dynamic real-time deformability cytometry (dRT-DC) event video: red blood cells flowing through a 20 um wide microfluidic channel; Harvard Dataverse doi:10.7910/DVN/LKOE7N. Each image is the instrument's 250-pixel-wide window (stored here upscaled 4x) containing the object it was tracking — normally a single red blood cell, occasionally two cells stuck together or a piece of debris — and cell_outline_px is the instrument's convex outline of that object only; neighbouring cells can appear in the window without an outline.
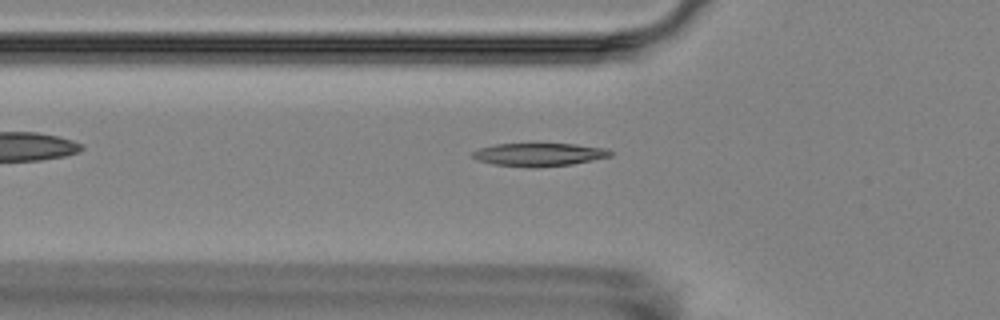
{"species": "Egyptian fruit bat (a non-hibernating species)", "species_latin": "Rousettus aegyptiacus", "temperature_condition": "room temperature", "stored_images_in_passage": 7, "camera_frame_rate_fps": 3000, "um_per_image_px": 0.085, "animal": {"sex": "female"}, "frame": {"image": 1, "passage_image": 6, "time_ms": 6.0, "image_size_px": [1000, 320], "cell_outline_px": [[612, 156], [572, 164], [536, 168], [532, 168], [492, 164], [476, 160], [472, 156], [472, 152], [480, 148], [496, 144], [576, 144], [608, 148], [612, 152]], "centroid_in_image_um": [45.83, 13.14], "position_along_channel_um": 80.0, "area_um2": 18.67}}